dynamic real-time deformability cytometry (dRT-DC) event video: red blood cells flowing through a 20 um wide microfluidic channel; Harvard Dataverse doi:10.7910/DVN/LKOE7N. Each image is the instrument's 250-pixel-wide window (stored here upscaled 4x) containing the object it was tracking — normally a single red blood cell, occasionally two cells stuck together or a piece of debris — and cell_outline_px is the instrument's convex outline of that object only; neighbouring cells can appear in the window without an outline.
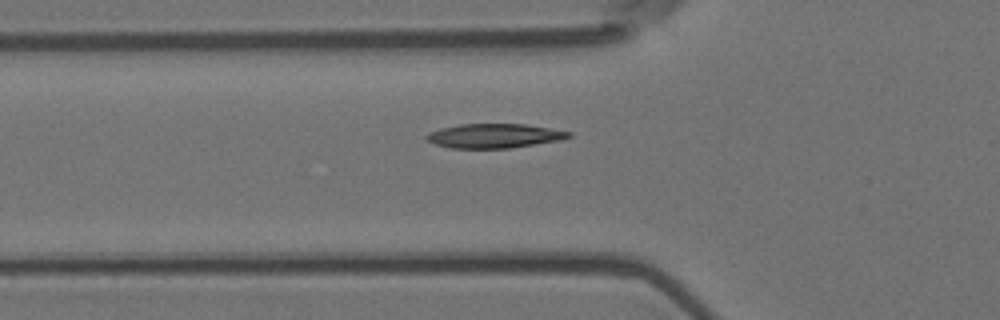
{"species": "Egyptian fruit bat (a non-hibernating species)", "species_latin": "Rousettus aegyptiacus", "temperature_condition": "room temperature", "stored_images_in_passage": 7, "segment_of_instrument_passage": [2, 2], "camera_frame_rate_fps": 3000, "um_per_image_px": 0.085, "animal": {"sex": "female"}, "frame": {"image": 1, "passage_image": 7, "time_ms": 2.0, "image_size_px": [1000, 320], "cell_outline_px": [[572, 136], [560, 140], [512, 148], [452, 148], [432, 144], [424, 136], [428, 132], [440, 128], [460, 124], [524, 124], [572, 132]], "centroid_in_image_um": [41.97, 11.55], "position_along_channel_um": 83.8, "area_um2": 20.17}}